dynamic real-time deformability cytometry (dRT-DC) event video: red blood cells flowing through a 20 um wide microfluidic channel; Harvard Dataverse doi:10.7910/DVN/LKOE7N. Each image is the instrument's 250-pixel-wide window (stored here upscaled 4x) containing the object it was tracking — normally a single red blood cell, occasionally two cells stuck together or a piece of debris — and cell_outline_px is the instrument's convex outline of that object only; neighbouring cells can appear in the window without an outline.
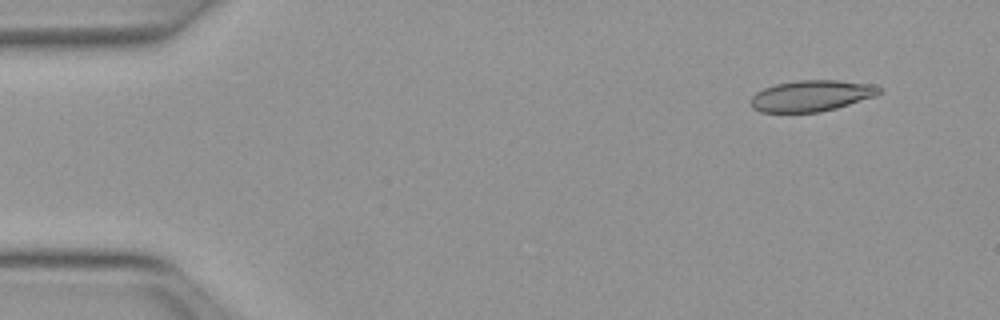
{"species": "Egyptian fruit bat (a non-hibernating species)", "species_latin": "Rousettus aegyptiacus", "temperature_condition": "warm", "stored_images_in_passage": 50, "camera_frame_rate_fps": 3000, "um_per_image_px": 0.085, "animal": {"sex": "female"}, "frame": {"image": 1, "passage_image": 4, "time_ms": 1.0, "image_size_px": [1000, 320], "cell_outline_px": [[884, 92], [876, 96], [836, 108], [820, 112], [760, 112], [752, 108], [748, 100], [756, 92], [764, 88], [776, 84], [796, 80], [836, 80], [872, 84], [884, 88]], "centroid_in_image_um": [68.98, 8.14], "position_along_channel_um": 16.0, "area_um2": 23.58}}
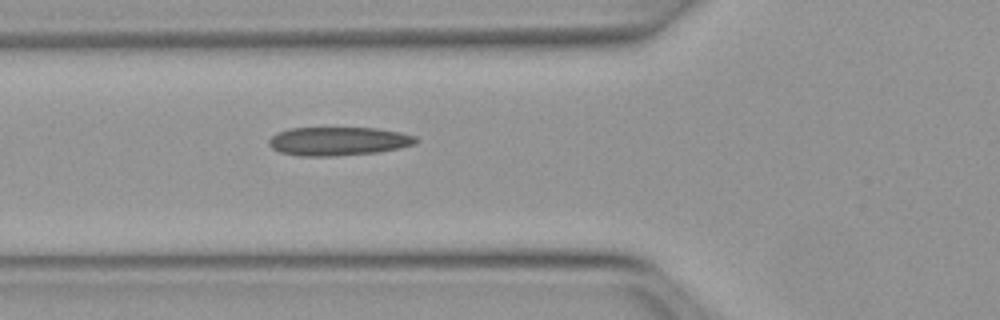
{"frame": {"image": 2, "passage_image": 18, "time_ms": 5.667, "image_size_px": [1000, 320], "cell_outline_px": [[420, 140], [416, 144], [400, 148], [376, 152], [336, 156], [296, 156], [280, 152], [272, 148], [268, 144], [268, 140], [276, 132], [288, 128], [376, 128], [400, 132], [416, 136]], "centroid_in_image_um": [28.75, 12.0], "position_along_channel_um": 97.0, "area_um2": 24.74}}
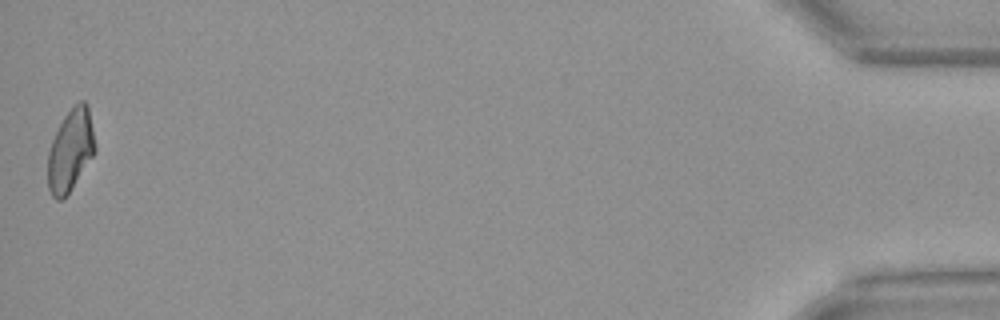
{"frame": {"image": 3, "passage_image": 50, "time_ms": 16.333, "image_size_px": [1000, 320], "cell_outline_px": [[96, 152], [68, 192], [60, 200], [56, 200], [52, 196], [48, 188], [48, 152], [52, 140], [64, 116], [72, 104], [80, 100], [84, 100], [88, 104], [96, 144]], "centroid_in_image_um": [6.01, 12.71], "position_along_channel_um": 429.2, "area_um2": 22.6}, "authors_computed_cell_mechanics": {"area_um2": 23.5824, "velocity_mm_per_s": 4.0183, "shape_relaxation_time_tau1_ms": null, "shape_relaxation_time_tau2_ms": 2.8941, "deformation_change_tau1": null, "deformation_change_tau2": 0.096}}